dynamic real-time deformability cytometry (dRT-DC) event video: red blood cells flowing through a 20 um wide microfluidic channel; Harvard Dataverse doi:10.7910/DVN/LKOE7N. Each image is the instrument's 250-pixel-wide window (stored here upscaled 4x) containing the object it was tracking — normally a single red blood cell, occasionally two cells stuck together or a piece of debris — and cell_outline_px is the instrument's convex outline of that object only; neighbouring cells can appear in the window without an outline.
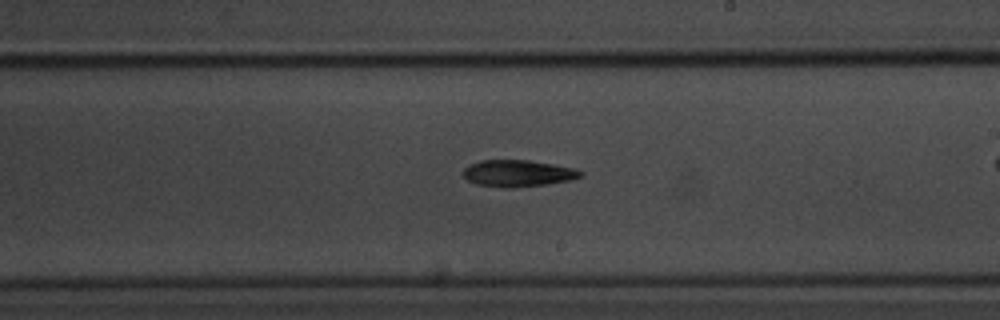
{"species": "common noctule bat (a hibernating species)", "species_latin": "Nyctalus noctula", "temperature_condition": "room temperature", "stored_images_in_passage": 32, "camera_frame_rate_fps": 3000, "um_per_image_px": 0.085, "animal": {"sex": "male", "body_mass_g": 20.1, "forearm_length_mm": 53.5}, "frame": {"image": 1, "passage_image": 23, "time_ms": 7.333, "image_size_px": [1000, 320], "cell_outline_px": [[584, 176], [568, 180], [548, 184], [512, 188], [504, 188], [476, 184], [468, 180], [464, 176], [464, 168], [468, 164], [480, 160], [528, 160], [552, 164], [572, 168], [584, 172]], "centroid_in_image_um": [44.0, 14.73], "position_along_channel_um": 245.0, "area_um2": 18.26}}